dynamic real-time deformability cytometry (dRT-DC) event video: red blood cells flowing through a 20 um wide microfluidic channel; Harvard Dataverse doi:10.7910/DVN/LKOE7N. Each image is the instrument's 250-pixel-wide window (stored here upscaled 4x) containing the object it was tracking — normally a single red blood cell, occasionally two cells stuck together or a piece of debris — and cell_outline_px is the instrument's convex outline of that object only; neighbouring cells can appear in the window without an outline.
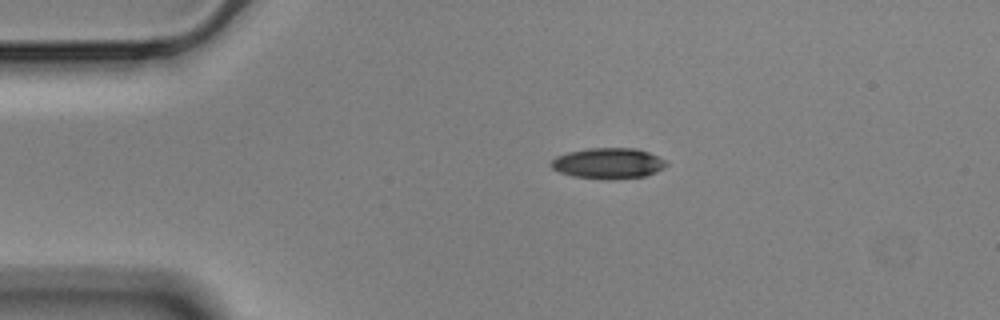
{"species": "Egyptian fruit bat (a non-hibernating species)", "species_latin": "Rousettus aegyptiacus", "temperature_condition": "cold", "stored_images_in_passage": 46, "camera_frame_rate_fps": 3000, "um_per_image_px": 0.085, "animal": {"sex": "male"}, "frame": {"image": 1, "passage_image": 1, "time_ms": 0.0, "image_size_px": [1000, 320], "cell_outline_px": [[668, 164], [664, 168], [656, 172], [644, 176], [612, 180], [604, 180], [572, 176], [560, 172], [552, 168], [548, 164], [556, 156], [568, 152], [588, 148], [636, 148], [648, 152], [664, 160]], "centroid_in_image_um": [51.67, 13.89], "position_along_channel_um": 33.3, "area_um2": 20.81}}
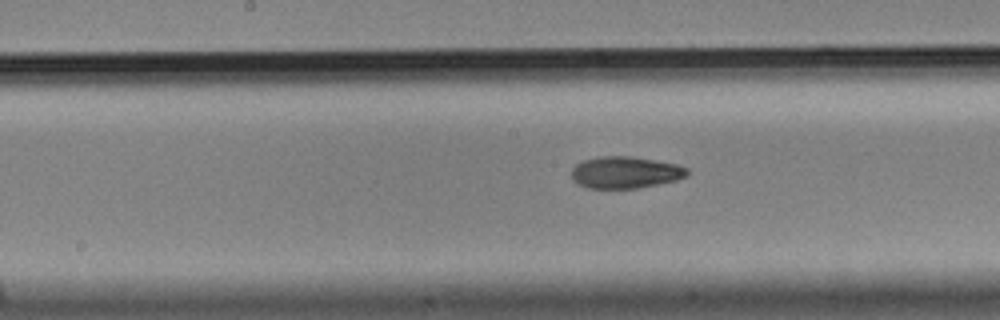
{"frame": {"image": 2, "passage_image": 18, "time_ms": 5.667, "image_size_px": [1000, 320], "cell_outline_px": [[688, 176], [676, 180], [636, 188], [588, 188], [576, 184], [572, 180], [572, 168], [576, 164], [584, 160], [600, 156], [632, 156], [676, 164], [688, 168]], "centroid_in_image_um": [53.13, 14.65], "position_along_channel_um": 195.1, "area_um2": 21.44}}
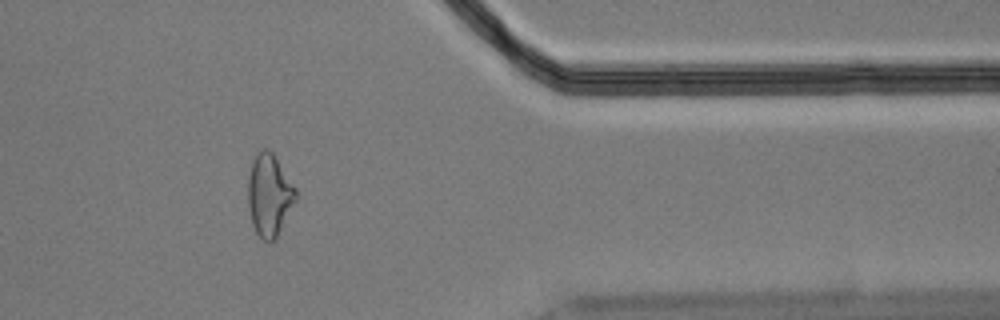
{"frame": {"image": 3, "passage_image": 36, "time_ms": 11.667, "image_size_px": [1000, 320], "cell_outline_px": [[296, 200], [276, 240], [272, 244], [268, 244], [256, 232], [252, 224], [248, 204], [248, 176], [252, 160], [256, 152], [264, 148], [268, 148], [272, 152], [296, 188]], "centroid_in_image_um": [22.88, 16.6], "position_along_channel_um": 388.5, "area_um2": 23.12}, "authors_computed_cell_mechanics": {"area_um2": 22.0218, "velocity_mm_per_s": 3.5469, "shape_relaxation_time_tau1_ms": 6.1311, "shape_relaxation_time_tau2_ms": 2.9481, "deformation_change_tau1": 0.1775, "deformation_change_tau2": 0.0986}}